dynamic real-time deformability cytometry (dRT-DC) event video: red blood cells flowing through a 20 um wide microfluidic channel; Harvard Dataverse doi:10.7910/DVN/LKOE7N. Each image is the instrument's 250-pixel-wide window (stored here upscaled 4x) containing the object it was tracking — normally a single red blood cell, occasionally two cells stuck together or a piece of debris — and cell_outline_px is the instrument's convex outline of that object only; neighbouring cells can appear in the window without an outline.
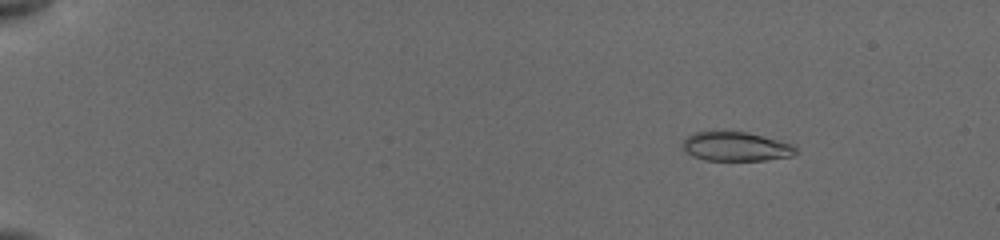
{"species": "common noctule bat (a hibernating species)", "species_latin": "Nyctalus noctula", "temperature_condition": "cold", "stored_images_in_passage": 53, "camera_frame_rate_fps": 3000, "um_per_image_px": 0.085, "animal": {"sex": "female", "body_mass_g": 19.5, "forearm_length_mm": 54.1}, "frame": {"image": 1, "passage_image": 8, "time_ms": 2.333, "image_size_px": [1000, 240], "cell_outline_px": [[800, 152], [792, 156], [764, 160], [704, 160], [692, 156], [680, 144], [688, 136], [696, 132], [748, 132], [792, 144]], "centroid_in_image_um": [62.58, 12.46], "position_along_channel_um": 22.4, "area_um2": 19.07}}
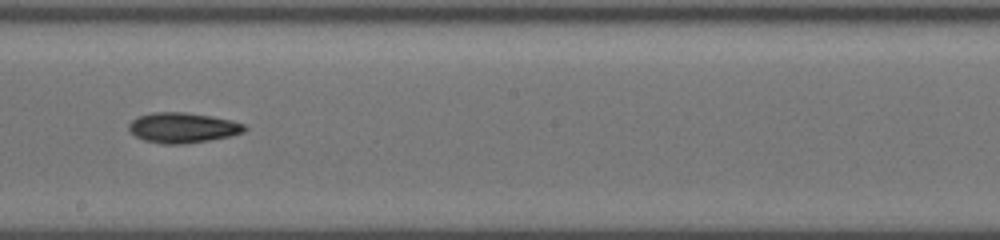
{"frame": {"image": 2, "passage_image": 34, "time_ms": 11.0, "image_size_px": [1000, 240], "cell_outline_px": [[248, 128], [244, 132], [228, 136], [208, 140], [184, 144], [164, 144], [144, 140], [128, 132], [128, 124], [132, 120], [140, 116], [152, 112], [184, 112], [212, 116], [232, 120], [244, 124]], "centroid_in_image_um": [15.52, 10.85], "position_along_channel_um": 232.7, "area_um2": 20.4}}
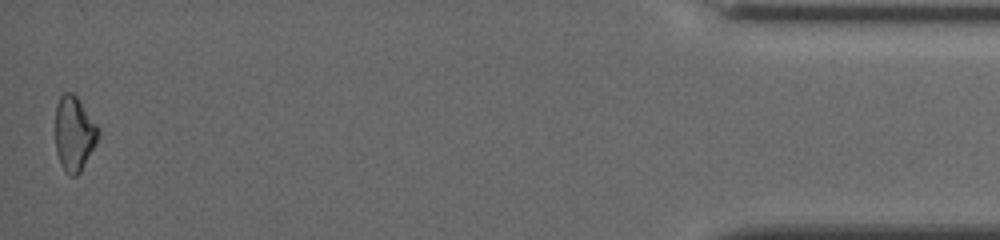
{"frame": {"image": 3, "passage_image": 53, "time_ms": 18.0, "image_size_px": [1000, 240], "cell_outline_px": [[100, 136], [96, 144], [80, 172], [76, 176], [72, 176], [64, 172], [60, 164], [56, 152], [56, 104], [60, 96], [64, 92], [72, 92], [76, 96], [100, 128]], "centroid_in_image_um": [6.31, 11.36], "position_along_channel_um": 428.9, "area_um2": 18.84}, "authors_computed_cell_mechanics": {"area_um2": 19.941, "velocity_mm_per_s": 3.8687, "shape_relaxation_time_tau1_ms": 3.5207, "shape_relaxation_time_tau2_ms": null, "deformation_change_tau1": 0.1291, "deformation_change_tau2": null}}